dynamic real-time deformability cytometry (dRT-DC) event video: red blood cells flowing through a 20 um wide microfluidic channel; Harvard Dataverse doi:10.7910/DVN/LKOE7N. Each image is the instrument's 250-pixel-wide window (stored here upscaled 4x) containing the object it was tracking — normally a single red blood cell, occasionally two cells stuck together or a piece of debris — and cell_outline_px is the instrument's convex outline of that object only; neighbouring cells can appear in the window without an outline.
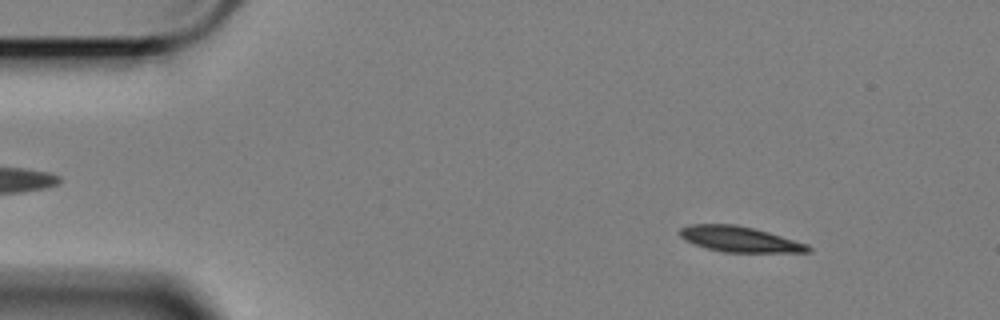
{"species": "Egyptian fruit bat (a non-hibernating species)", "species_latin": "Rousettus aegyptiacus", "temperature_condition": "cold", "stored_images_in_passage": 58, "camera_frame_rate_fps": 3000, "um_per_image_px": 0.085, "animal": {"sex": "female"}, "frame": {"image": 1, "passage_image": 7, "time_ms": 2.0, "image_size_px": [1000, 320], "cell_outline_px": [[812, 252], [724, 252], [708, 248], [684, 240], [676, 232], [680, 228], [692, 224], [736, 224], [768, 232], [808, 244], [812, 248]], "centroid_in_image_um": [62.86, 20.33], "position_along_channel_um": 22.1, "area_um2": 19.02}}
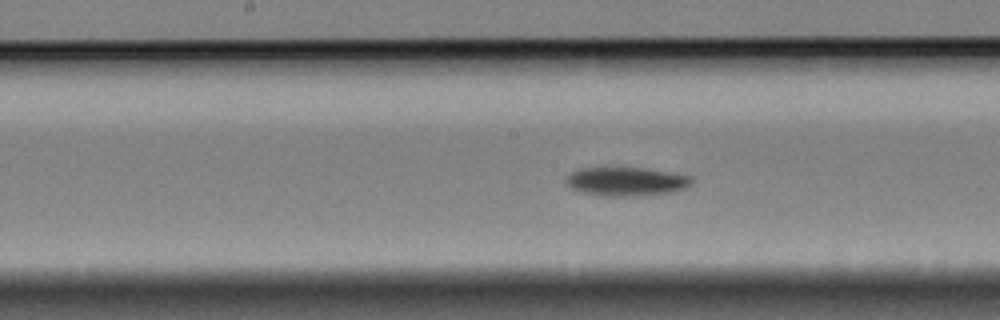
{"frame": {"image": 2, "passage_image": 29, "time_ms": 9.333, "image_size_px": [1000, 320], "cell_outline_px": [[692, 184], [684, 188], [672, 192], [644, 196], [604, 196], [584, 192], [572, 188], [564, 180], [572, 172], [580, 168], [644, 168], [692, 176]], "centroid_in_image_um": [53.26, 15.43], "position_along_channel_um": 194.9, "area_um2": 20.92}}
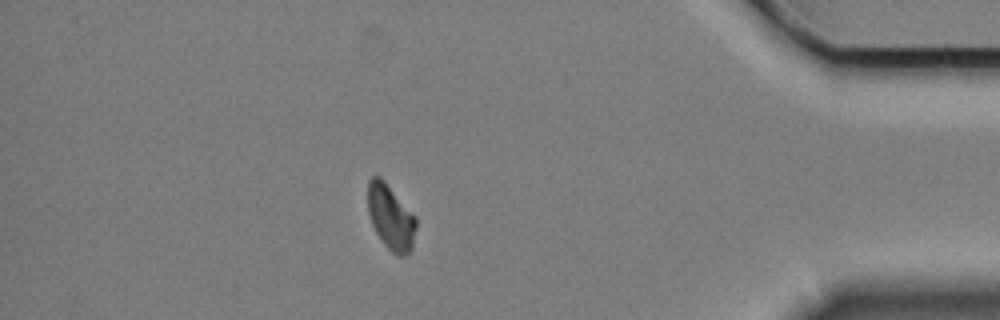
{"frame": {"image": 3, "passage_image": 51, "time_ms": 16.667, "image_size_px": [1000, 320], "cell_outline_px": [[416, 228], [412, 248], [404, 256], [396, 256], [384, 244], [376, 232], [372, 224], [368, 212], [368, 180], [372, 176], [380, 176], [384, 180], [416, 216]], "centroid_in_image_um": [33.21, 18.46], "position_along_channel_um": 402.0, "area_um2": 18.32}, "authors_computed_cell_mechanics": {"area_um2": 19.8254, "velocity_mm_per_s": 3.368, "shape_relaxation_time_tau1_ms": 3.0027, "shape_relaxation_time_tau2_ms": null, "deformation_change_tau1": 0.1019, "deformation_change_tau2": null}}